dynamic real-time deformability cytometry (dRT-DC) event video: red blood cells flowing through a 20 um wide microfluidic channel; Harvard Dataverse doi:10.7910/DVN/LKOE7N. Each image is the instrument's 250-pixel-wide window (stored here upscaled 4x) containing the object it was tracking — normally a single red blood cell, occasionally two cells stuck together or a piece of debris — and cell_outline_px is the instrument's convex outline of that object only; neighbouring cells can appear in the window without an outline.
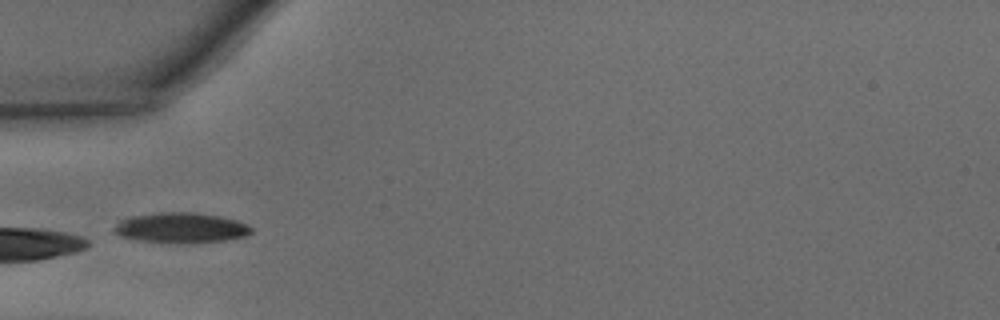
{"species": "common noctule bat (a hibernating species)", "species_latin": "Nyctalus noctula", "temperature_condition": "warm", "stored_images_in_passage": 18, "camera_frame_rate_fps": 3000, "um_per_image_px": 0.085, "animal": {"sex": "male", "body_mass_g": 15.6}, "frame": {"image": 1, "passage_image": 1, "time_ms": 0.0, "image_size_px": [1000, 320], "cell_outline_px": [[252, 232], [248, 236], [224, 240], [192, 244], [168, 244], [140, 240], [120, 236], [112, 232], [112, 228], [120, 220], [132, 216], [160, 212], [196, 212], [220, 216], [236, 220], [248, 224], [252, 228]], "centroid_in_image_um": [15.38, 19.38], "position_along_channel_um": 69.6, "area_um2": 24.8}}